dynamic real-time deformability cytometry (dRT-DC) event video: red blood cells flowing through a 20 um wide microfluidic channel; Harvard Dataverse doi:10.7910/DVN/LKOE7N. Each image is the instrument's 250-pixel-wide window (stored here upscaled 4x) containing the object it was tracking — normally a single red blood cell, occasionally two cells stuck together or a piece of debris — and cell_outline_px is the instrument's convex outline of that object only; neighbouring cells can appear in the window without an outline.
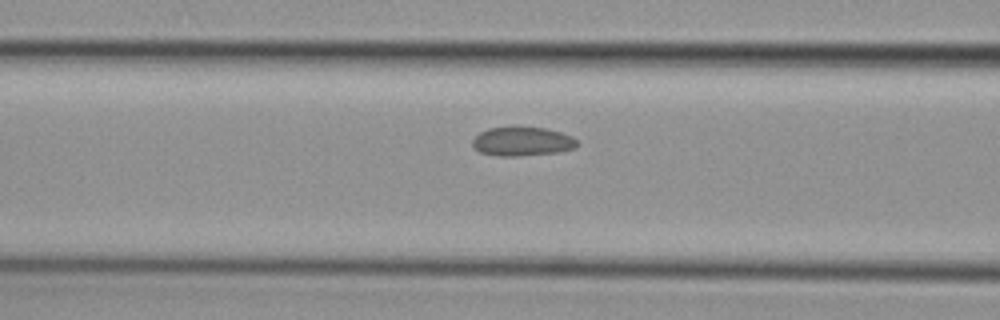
{"species": "common noctule bat (a hibernating species)", "species_latin": "Nyctalus noctula", "temperature_condition": "cold", "stored_images_in_passage": 17, "camera_frame_rate_fps": 3000, "um_per_image_px": 0.085, "animal": {"sex": "female", "body_mass_g": 29.2, "forearm_length_mm": 56.3}, "frame": {"image": 1, "passage_image": 15, "time_ms": 4.667, "image_size_px": [1000, 320], "cell_outline_px": [[580, 144], [576, 148], [556, 152], [520, 156], [500, 156], [480, 152], [472, 144], [472, 140], [480, 132], [488, 128], [544, 128], [560, 132], [572, 136]], "centroid_in_image_um": [44.42, 12.04], "position_along_channel_um": 122.2, "area_um2": 17.4}}